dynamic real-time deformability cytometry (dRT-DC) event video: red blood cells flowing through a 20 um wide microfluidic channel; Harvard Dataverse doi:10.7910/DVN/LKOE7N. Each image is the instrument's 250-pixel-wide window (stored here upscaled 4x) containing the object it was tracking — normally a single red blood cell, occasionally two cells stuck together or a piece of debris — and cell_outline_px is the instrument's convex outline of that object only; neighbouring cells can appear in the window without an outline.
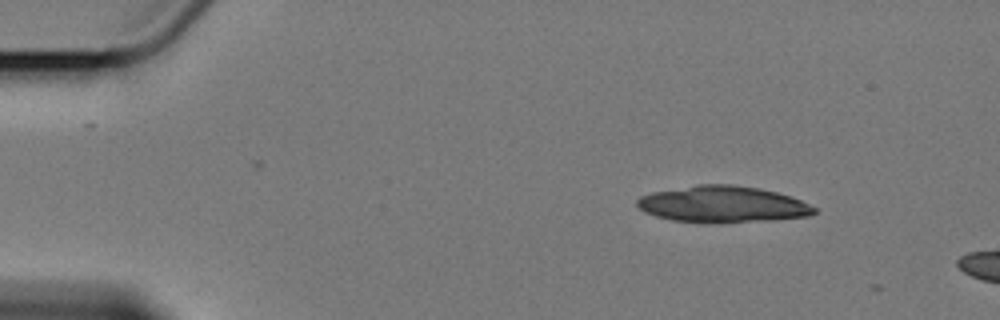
{"species": "Egyptian fruit bat (a non-hibernating species)", "species_latin": "Rousettus aegyptiacus", "temperature_condition": "cold", "stored_images_in_passage": 3, "camera_frame_rate_fps": 3000, "um_per_image_px": 0.085, "animal": {"sex": "female"}, "frame": {"image": 1, "passage_image": 1, "time_ms": 0.0, "image_size_px": [1000, 320], "cell_outline_px": [[816, 212], [808, 216], [772, 220], [672, 220], [656, 216], [644, 212], [636, 204], [636, 200], [640, 196], [652, 192], [700, 184], [732, 184], [756, 188], [776, 192], [792, 196], [816, 208]], "centroid_in_image_um": [61.42, 17.32], "position_along_channel_um": 23.6, "area_um2": 36.36}}